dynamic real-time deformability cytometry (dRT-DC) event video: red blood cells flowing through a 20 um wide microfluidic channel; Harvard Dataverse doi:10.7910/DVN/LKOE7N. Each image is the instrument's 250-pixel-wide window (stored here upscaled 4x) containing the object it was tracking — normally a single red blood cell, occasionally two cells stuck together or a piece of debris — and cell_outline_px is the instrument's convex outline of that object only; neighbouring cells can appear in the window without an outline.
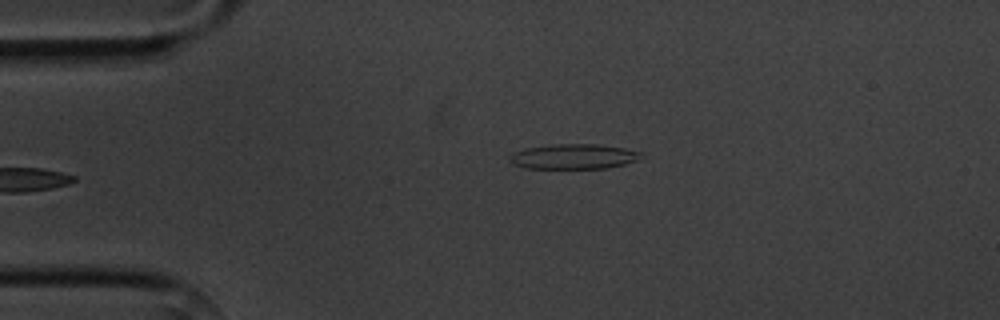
{"species": "common noctule bat (a hibernating species)", "species_latin": "Nyctalus noctula", "temperature_condition": "cold", "stored_images_in_passage": 3, "camera_frame_rate_fps": 3000, "um_per_image_px": 0.085, "animal": {"sex": "male", "body_mass_g": 20.1, "forearm_length_mm": 53.5}, "frame": {"image": 1, "passage_image": 3, "time_ms": 2.333, "image_size_px": [1000, 320], "cell_outline_px": [[644, 152], [636, 160], [624, 164], [608, 168], [524, 168], [512, 164], [508, 160], [508, 156], [512, 152], [528, 148], [556, 144], [600, 144], [624, 148]], "centroid_in_image_um": [48.73, 13.3], "position_along_channel_um": 36.3, "area_um2": 19.19}}